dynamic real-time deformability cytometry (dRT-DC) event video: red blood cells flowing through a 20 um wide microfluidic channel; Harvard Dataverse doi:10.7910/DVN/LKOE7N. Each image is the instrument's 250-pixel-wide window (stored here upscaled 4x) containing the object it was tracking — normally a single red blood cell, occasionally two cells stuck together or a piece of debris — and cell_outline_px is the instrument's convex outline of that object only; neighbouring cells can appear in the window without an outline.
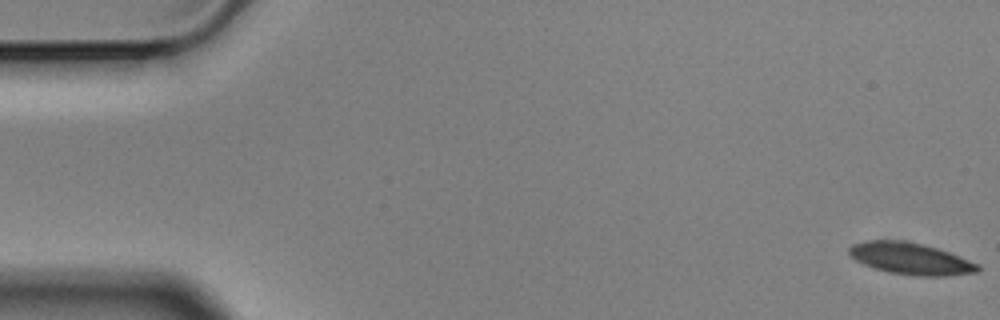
{"species": "Egyptian fruit bat (a non-hibernating species)", "species_latin": "Rousettus aegyptiacus", "temperature_condition": "cold", "stored_images_in_passage": 57, "camera_frame_rate_fps": 3000, "um_per_image_px": 0.085, "animal": {"sex": "male"}, "frame": {"image": 1, "passage_image": 1, "time_ms": 0.0, "image_size_px": [1000, 320], "cell_outline_px": [[980, 268], [976, 272], [948, 276], [916, 276], [888, 272], [872, 268], [856, 260], [848, 252], [848, 248], [852, 244], [864, 240], [904, 240], [924, 244], [960, 256], [980, 264]], "centroid_in_image_um": [77.39, 21.98], "position_along_channel_um": 7.6, "area_um2": 23.99}}
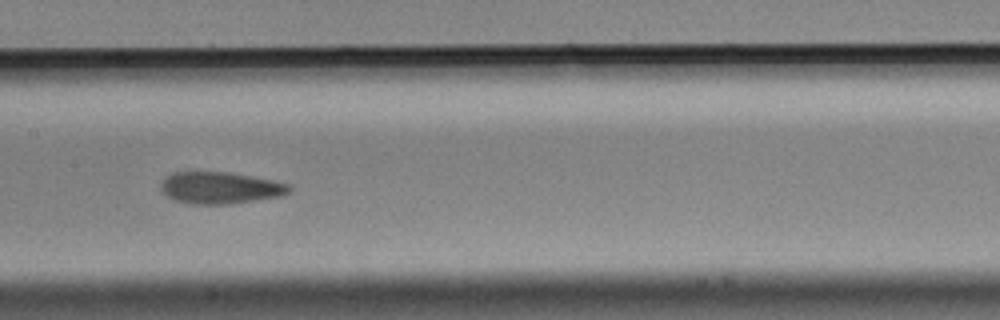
{"frame": {"image": 2, "passage_image": 28, "time_ms": 9.0, "image_size_px": [1000, 320], "cell_outline_px": [[292, 188], [288, 192], [280, 196], [232, 204], [192, 204], [172, 200], [164, 196], [160, 192], [160, 184], [172, 172], [228, 172], [272, 180], [288, 184]], "centroid_in_image_um": [18.65, 15.98], "position_along_channel_um": 188.7, "area_um2": 23.87}}
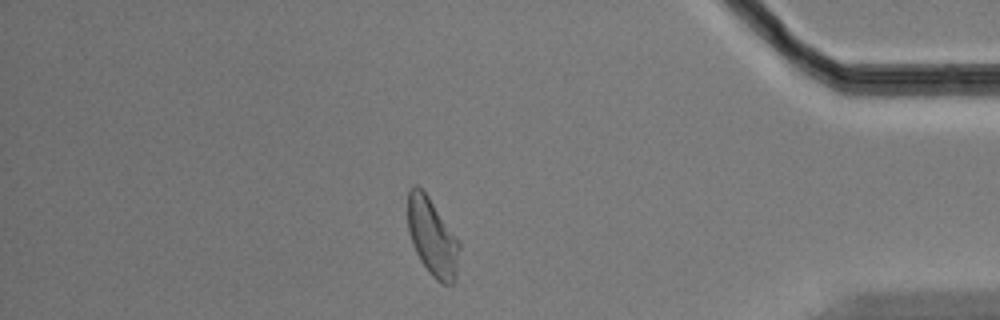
{"frame": {"image": 3, "passage_image": 49, "time_ms": 16.0, "image_size_px": [1000, 320], "cell_outline_px": [[460, 248], [456, 280], [452, 284], [440, 284], [428, 272], [420, 260], [412, 244], [408, 232], [408, 192], [416, 184], [428, 196], [460, 240]], "centroid_in_image_um": [36.77, 20.2], "position_along_channel_um": 398.4, "area_um2": 23.58}, "authors_computed_cell_mechanics": {"area_um2": 23.9292, "velocity_mm_per_s": 3.5087, "shape_relaxation_time_tau1_ms": 6.494, "shape_relaxation_time_tau2_ms": 2.015, "deformation_change_tau1": 0.1617, "deformation_change_tau2": 0.0779}}